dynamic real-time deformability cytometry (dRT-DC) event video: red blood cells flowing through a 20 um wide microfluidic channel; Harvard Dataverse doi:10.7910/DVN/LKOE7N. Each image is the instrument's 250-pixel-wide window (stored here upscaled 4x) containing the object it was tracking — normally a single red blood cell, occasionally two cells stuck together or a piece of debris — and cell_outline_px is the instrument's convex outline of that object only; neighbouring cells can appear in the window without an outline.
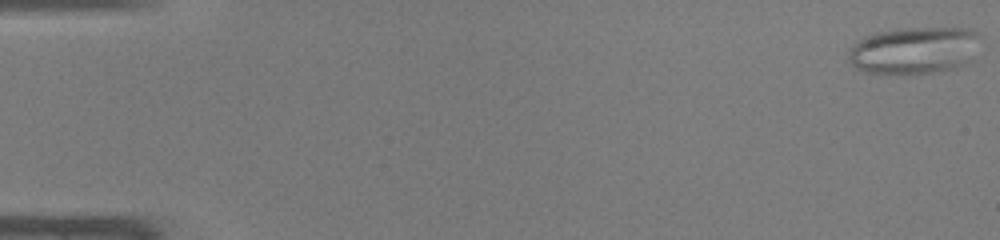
{"species": "common noctule bat (a hibernating species)", "species_latin": "Nyctalus noctula", "temperature_condition": "warm", "stored_images_in_passage": 48, "camera_frame_rate_fps": 3000, "um_per_image_px": 0.085, "animal": {"sex": "male", "body_mass_g": 19.0, "forearm_length_mm": 50.8}, "frame": {"image": 1, "passage_image": 1, "time_ms": 0.0, "image_size_px": [1000, 240], "cell_outline_px": [[980, 36], [956, 64], [952, 68], [940, 72], [864, 72], [856, 68], [852, 64], [848, 56], [848, 52], [856, 40], [864, 36], [876, 32], [896, 28], [972, 28], [980, 32]], "centroid_in_image_um": [77.52, 4.22], "position_along_channel_um": 7.5, "area_um2": 34.62}}
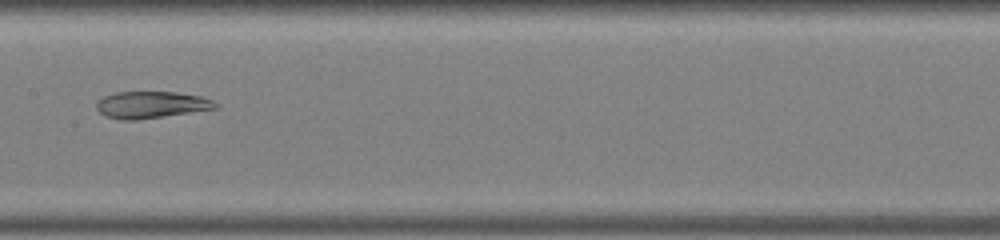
{"frame": {"image": 2, "passage_image": 25, "time_ms": 8.0, "image_size_px": [1000, 240], "cell_outline_px": [[220, 104], [216, 108], [136, 120], [120, 120], [104, 116], [96, 108], [96, 100], [104, 96], [116, 92], [176, 92], [200, 96], [212, 100]], "centroid_in_image_um": [12.8, 8.9], "position_along_channel_um": 194.6, "area_um2": 18.55}}
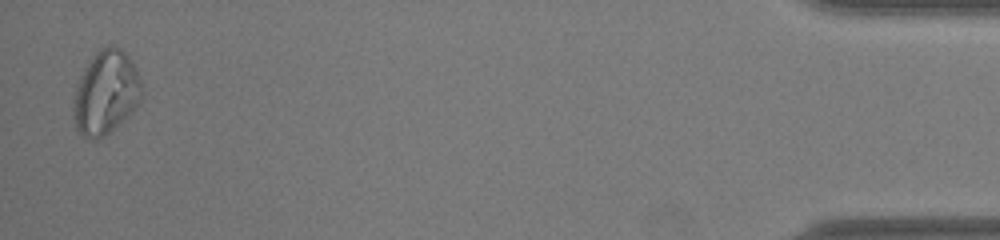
{"frame": {"image": 3, "passage_image": 47, "time_ms": 15.333, "image_size_px": [1000, 240], "cell_outline_px": [[140, 92], [136, 104], [132, 112], [104, 136], [96, 140], [84, 136], [76, 128], [72, 116], [72, 104], [76, 84], [84, 68], [92, 56], [100, 48], [112, 44], [120, 48], [128, 56], [140, 80]], "centroid_in_image_um": [8.92, 7.87], "position_along_channel_um": 426.3, "area_um2": 32.89}, "authors_computed_cell_mechanics": {"area_um2": 27.5995, "velocity_mm_per_s": 4.2872, "shape_relaxation_time_tau1_ms": null, "shape_relaxation_time_tau2_ms": 2.7163, "deformation_change_tau1": null, "deformation_change_tau2": 0.0892}}